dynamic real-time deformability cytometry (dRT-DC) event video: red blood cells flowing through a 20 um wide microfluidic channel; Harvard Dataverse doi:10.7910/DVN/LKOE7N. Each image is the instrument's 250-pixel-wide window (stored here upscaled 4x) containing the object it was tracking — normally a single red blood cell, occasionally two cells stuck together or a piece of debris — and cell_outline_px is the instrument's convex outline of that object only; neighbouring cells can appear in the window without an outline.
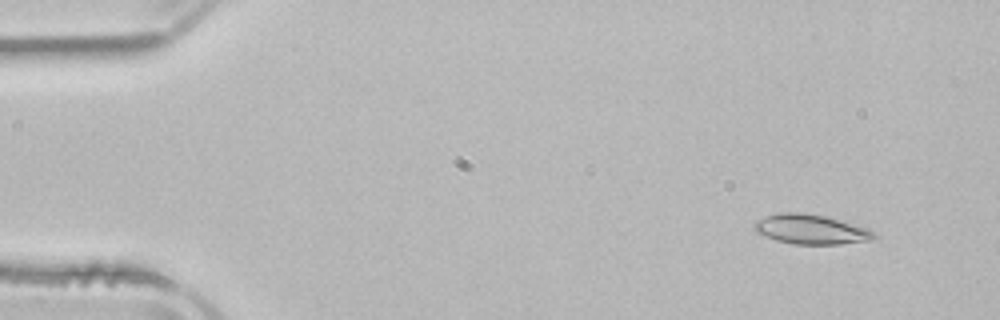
{"species": "common noctule bat (a hibernating species)", "species_latin": "Nyctalus noctula", "temperature_condition": "room temperature", "stored_images_in_passage": 3, "camera_frame_rate_fps": 3000, "um_per_image_px": 0.085, "animal": {"sex": "male", "body_mass_g": 21.5, "forearm_length_mm": 52.0}, "frame": {"image": 1, "passage_image": 1, "time_ms": 0.0, "image_size_px": [1000, 320], "cell_outline_px": [[876, 236], [872, 240], [840, 244], [796, 244], [776, 240], [756, 232], [752, 228], [756, 220], [776, 212], [804, 212], [824, 216], [868, 228], [876, 232]], "centroid_in_image_um": [68.91, 19.48], "position_along_channel_um": 16.1, "area_um2": 20.75}}
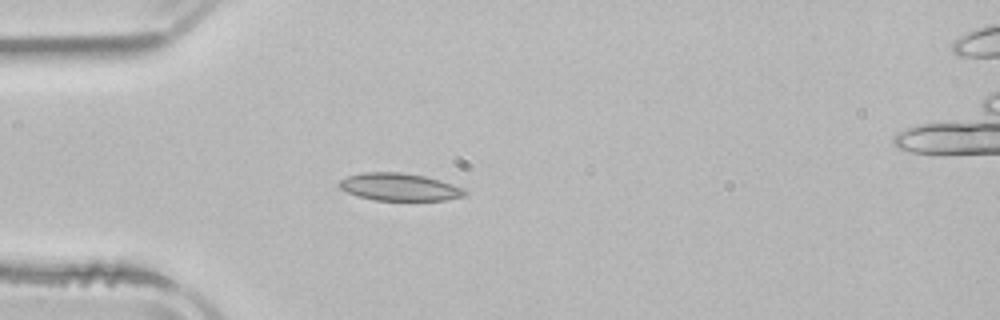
{"frame": {"image": 2, "passage_image": 3, "time_ms": 3.333, "image_size_px": [1000, 320], "cell_outline_px": [[468, 192], [464, 196], [444, 200], [376, 200], [360, 196], [348, 192], [340, 188], [336, 184], [340, 180], [348, 176], [364, 172], [400, 172], [424, 176], [440, 180], [464, 188]], "centroid_in_image_um": [33.96, 15.89], "position_along_channel_um": 51.0, "area_um2": 20.0}}